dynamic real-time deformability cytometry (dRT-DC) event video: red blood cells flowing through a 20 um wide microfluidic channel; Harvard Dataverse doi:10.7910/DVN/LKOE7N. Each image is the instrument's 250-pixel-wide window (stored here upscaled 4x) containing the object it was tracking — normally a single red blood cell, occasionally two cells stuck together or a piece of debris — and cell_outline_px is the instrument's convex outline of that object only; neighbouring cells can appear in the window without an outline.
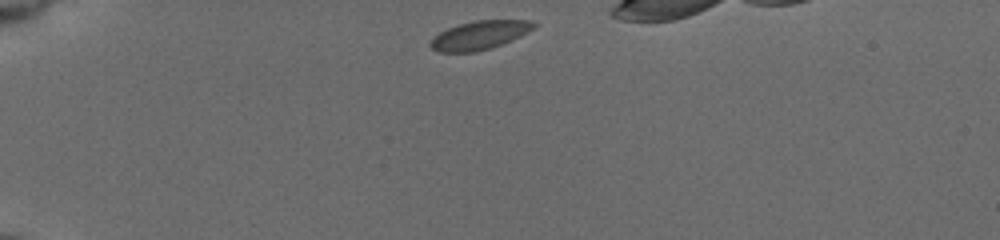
{"species": "common noctule bat (a hibernating species)", "species_latin": "Nyctalus noctula", "temperature_condition": "cold", "stored_images_in_passage": 37, "camera_frame_rate_fps": 3000, "um_per_image_px": 0.085, "animal": {"sex": "female", "body_mass_g": 19.5, "forearm_length_mm": 54.1}, "frame": {"image": 1, "passage_image": 1, "time_ms": 0.0, "image_size_px": [1000, 240], "cell_outline_px": [[536, 24], [532, 28], [520, 36], [512, 40], [492, 48], [472, 52], [440, 52], [432, 48], [428, 44], [440, 32], [448, 28], [460, 24], [476, 20], [532, 20]], "centroid_in_image_um": [40.76, 2.99], "position_along_channel_um": 44.2, "area_um2": 16.99}}
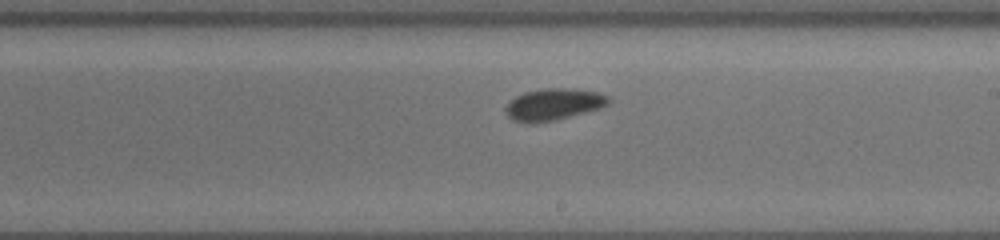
{"frame": {"image": 2, "passage_image": 21, "time_ms": 6.667, "image_size_px": [1000, 240], "cell_outline_px": [[612, 100], [608, 104], [600, 108], [556, 120], [532, 124], [512, 120], [504, 112], [504, 108], [516, 96], [524, 92], [544, 88], [576, 88], [596, 92], [608, 96]], "centroid_in_image_um": [47.04, 8.87], "position_along_channel_um": 242.0, "area_um2": 19.19}}
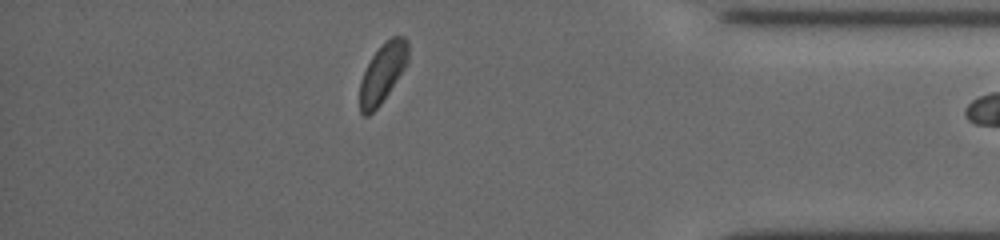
{"frame": {"image": 3, "passage_image": 36, "time_ms": 11.667, "image_size_px": [1000, 240], "cell_outline_px": [[408, 64], [380, 104], [368, 116], [364, 116], [360, 112], [360, 80], [372, 56], [392, 36], [404, 36], [408, 40]], "centroid_in_image_um": [32.54, 6.21], "position_along_channel_um": 402.7, "area_um2": 16.42}}